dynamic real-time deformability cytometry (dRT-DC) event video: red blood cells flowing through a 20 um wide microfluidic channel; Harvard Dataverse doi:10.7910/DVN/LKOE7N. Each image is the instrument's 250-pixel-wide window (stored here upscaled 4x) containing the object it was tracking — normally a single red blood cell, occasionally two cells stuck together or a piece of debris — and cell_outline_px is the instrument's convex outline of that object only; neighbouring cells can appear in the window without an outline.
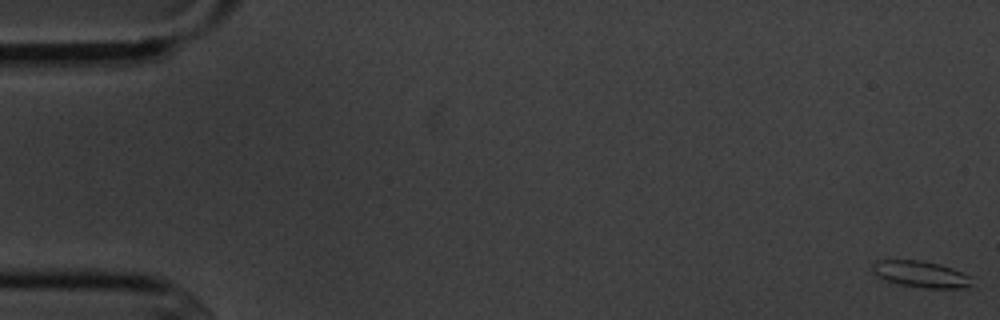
{"species": "common noctule bat (a hibernating species)", "species_latin": "Nyctalus noctula", "temperature_condition": "cold", "stored_images_in_passage": 9, "camera_frame_rate_fps": 3000, "um_per_image_px": 0.085, "animal": {"sex": "male", "body_mass_g": 20.1, "forearm_length_mm": 53.5}, "frame": {"image": 1, "passage_image": 1, "time_ms": 0.0, "image_size_px": [1000, 320], "cell_outline_px": [[972, 284], [968, 288], [924, 288], [900, 284], [888, 280], [880, 276], [872, 268], [872, 264], [876, 260], [920, 260], [940, 264], [952, 268], [972, 276]], "centroid_in_image_um": [78.36, 23.3], "position_along_channel_um": 6.6, "area_um2": 15.2}}
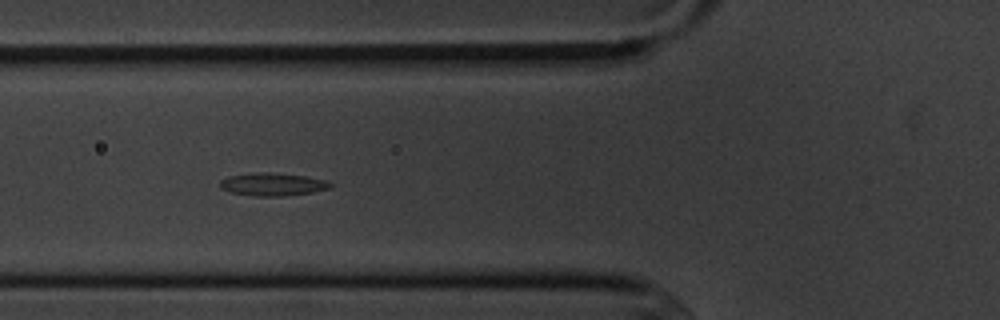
{"frame": {"image": 2, "passage_image": 7, "time_ms": 6.667, "image_size_px": [1000, 320], "cell_outline_px": [[332, 184], [328, 188], [312, 192], [284, 196], [252, 196], [228, 192], [220, 188], [220, 180], [228, 176], [252, 172], [268, 172], [304, 176], [324, 180]], "centroid_in_image_um": [23.08, 15.67], "position_along_channel_um": 102.7, "area_um2": 14.68}}
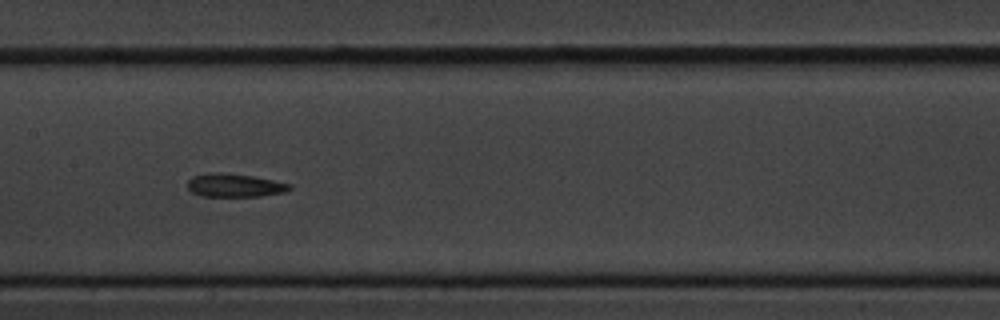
{"frame": {"image": 3, "passage_image": 9, "time_ms": 9.0, "image_size_px": [1000, 320], "cell_outline_px": [[292, 188], [284, 192], [260, 196], [200, 196], [192, 192], [188, 188], [188, 180], [192, 176], [208, 172], [220, 172], [252, 176], [292, 184]], "centroid_in_image_um": [19.92, 15.74], "position_along_channel_um": 187.5, "area_um2": 13.87}}